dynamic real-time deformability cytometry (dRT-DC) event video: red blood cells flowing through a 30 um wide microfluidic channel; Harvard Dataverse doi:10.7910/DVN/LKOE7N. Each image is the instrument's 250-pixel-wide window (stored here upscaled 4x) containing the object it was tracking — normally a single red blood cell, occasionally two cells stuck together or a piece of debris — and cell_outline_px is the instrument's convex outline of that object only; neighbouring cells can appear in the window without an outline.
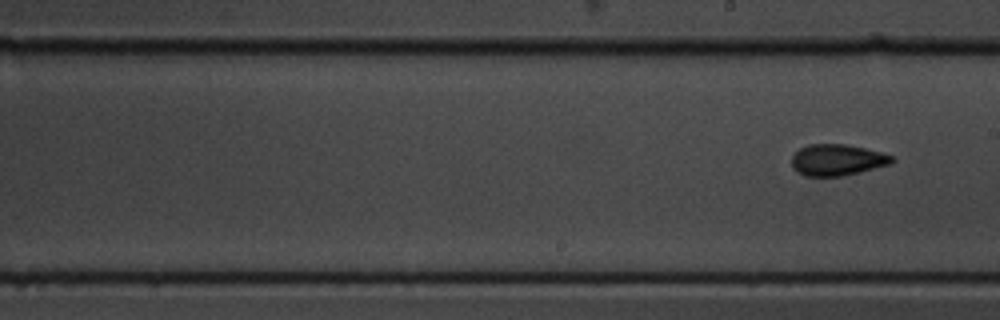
{"species": "common noctule bat (a hibernating species)", "species_latin": "Nyctalus noctula", "temperature_condition": "cold", "stored_images_in_passage": 11, "segment_of_instrument_passage": [2, 2], "camera_frame_rate_fps": 3000, "um_per_image_px": 0.085, "animal": {"sex": "male", "body_mass_g": 19.5, "forearm_length_mm": 54.6}, "frame": {"image": 1, "passage_image": 11, "time_ms": 3.333, "image_size_px": [1000, 320], "cell_outline_px": [[896, 160], [892, 164], [860, 172], [840, 176], [804, 176], [796, 172], [792, 168], [792, 156], [800, 148], [808, 144], [844, 144], [864, 148], [880, 152], [892, 156]], "centroid_in_image_um": [71.15, 13.6], "position_along_channel_um": 217.8, "area_um2": 18.38}}